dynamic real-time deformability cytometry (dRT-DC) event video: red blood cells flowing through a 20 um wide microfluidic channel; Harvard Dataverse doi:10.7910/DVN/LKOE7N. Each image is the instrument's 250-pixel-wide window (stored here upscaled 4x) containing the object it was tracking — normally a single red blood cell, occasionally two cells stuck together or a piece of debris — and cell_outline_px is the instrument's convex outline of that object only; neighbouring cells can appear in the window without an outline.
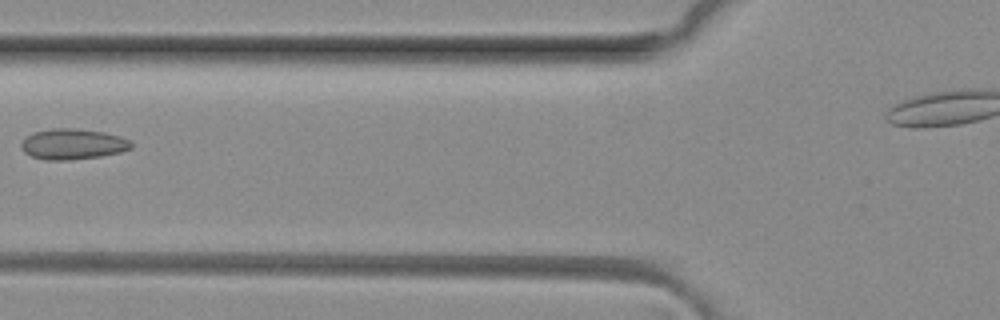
{"species": "common noctule bat (a hibernating species)", "species_latin": "Nyctalus noctula", "temperature_condition": "room temperature", "stored_images_in_passage": 7, "segment_of_instrument_passage": [1, 2], "camera_frame_rate_fps": 3000, "um_per_image_px": 0.085, "animal": {"sex": "female", "body_mass_g": 29.2, "forearm_length_mm": 56.3}, "frame": {"image": 1, "passage_image": 6, "time_ms": 1.667, "image_size_px": [1000, 320], "cell_outline_px": [[132, 148], [120, 152], [100, 156], [68, 160], [44, 160], [32, 156], [24, 152], [20, 148], [20, 144], [32, 132], [52, 128], [76, 128], [104, 132], [120, 136], [128, 140], [132, 144]], "centroid_in_image_um": [6.16, 12.24], "position_along_channel_um": 119.6, "area_um2": 19.65}}